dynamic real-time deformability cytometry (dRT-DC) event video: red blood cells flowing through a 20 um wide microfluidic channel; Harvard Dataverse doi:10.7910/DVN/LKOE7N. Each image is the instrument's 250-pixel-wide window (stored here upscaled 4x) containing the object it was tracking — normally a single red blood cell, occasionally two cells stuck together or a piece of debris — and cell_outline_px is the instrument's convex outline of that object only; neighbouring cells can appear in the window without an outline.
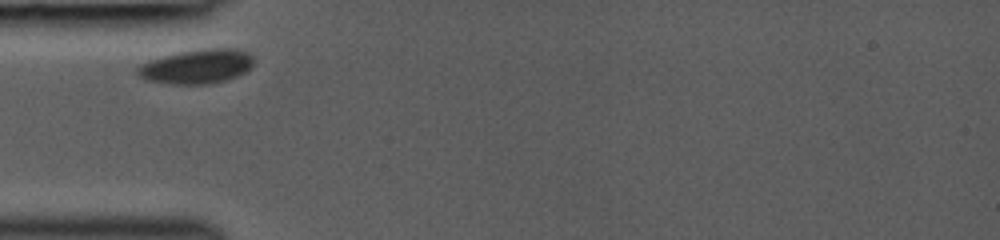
{"species": "common noctule bat (a hibernating species)", "species_latin": "Nyctalus noctula", "temperature_condition": "room temperature", "stored_images_in_passage": 5, "camera_frame_rate_fps": 3000, "um_per_image_px": 0.085, "animal": {"sex": "female", "body_mass_g": 19.0, "forearm_length_mm": 53.3}, "frame": {"image": 1, "passage_image": 1, "time_ms": 0.0, "image_size_px": [1000, 240], "cell_outline_px": [[252, 68], [236, 76], [212, 84], [168, 84], [148, 80], [140, 76], [136, 72], [136, 68], [140, 64], [148, 60], [180, 52], [204, 48], [236, 48], [248, 52], [252, 56]], "centroid_in_image_um": [16.73, 5.64], "position_along_channel_um": 68.3, "area_um2": 23.29}}
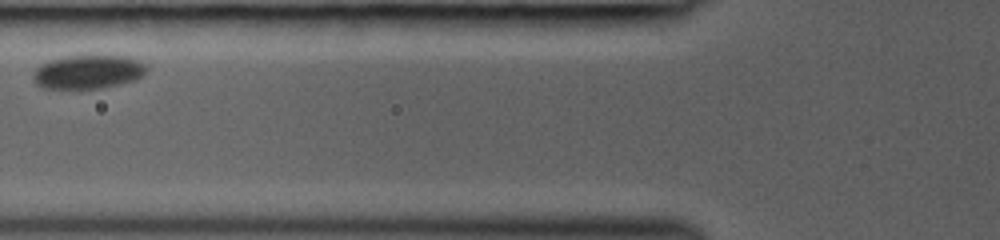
{"frame": {"image": 2, "passage_image": 3, "time_ms": 1.333, "image_size_px": [1000, 240], "cell_outline_px": [[144, 76], [136, 80], [104, 88], [44, 88], [36, 84], [32, 76], [36, 68], [40, 64], [48, 60], [64, 56], [128, 56], [140, 60], [144, 64]], "centroid_in_image_um": [7.48, 6.11], "position_along_channel_um": 118.3, "area_um2": 22.37}}
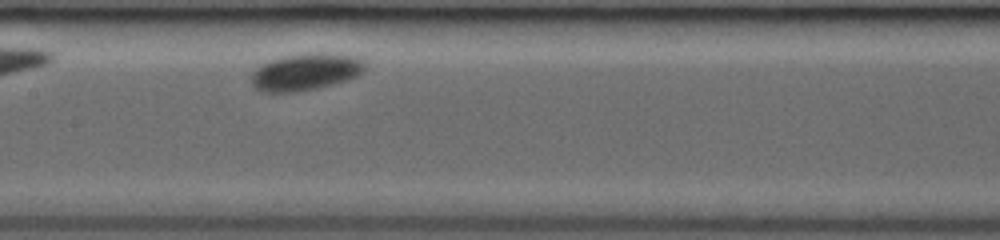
{"frame": {"image": 3, "passage_image": 5, "time_ms": 3.0, "image_size_px": [1000, 240], "cell_outline_px": [[364, 68], [356, 76], [332, 84], [316, 88], [296, 92], [264, 92], [256, 88], [252, 84], [252, 72], [260, 64], [284, 56], [304, 52], [340, 52], [356, 56], [364, 60]], "centroid_in_image_um": [25.98, 6.07], "position_along_channel_um": 181.4, "area_um2": 24.68}}